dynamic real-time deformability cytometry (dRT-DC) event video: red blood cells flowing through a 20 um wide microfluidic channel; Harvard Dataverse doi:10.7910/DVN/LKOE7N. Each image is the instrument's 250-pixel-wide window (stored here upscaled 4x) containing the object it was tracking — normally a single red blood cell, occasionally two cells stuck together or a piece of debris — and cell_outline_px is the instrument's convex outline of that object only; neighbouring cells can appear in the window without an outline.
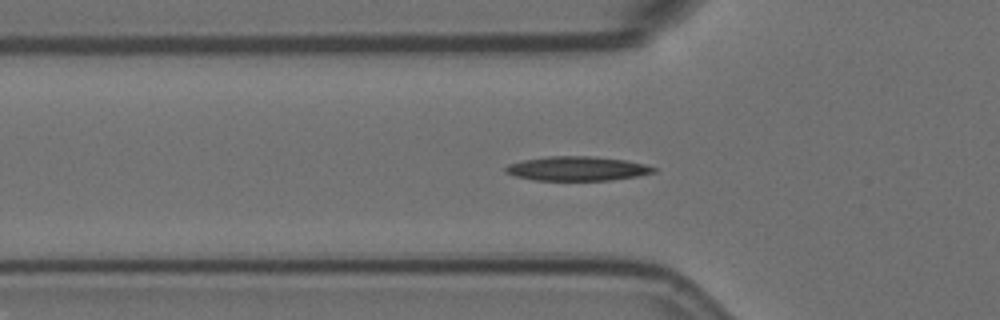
{"species": "Egyptian fruit bat (a non-hibernating species)", "species_latin": "Rousettus aegyptiacus", "temperature_condition": "room temperature", "stored_images_in_passage": 5, "camera_frame_rate_fps": 3000, "um_per_image_px": 0.085, "animal": {"sex": "female"}, "frame": {"image": 1, "passage_image": 5, "time_ms": 1.333, "image_size_px": [1000, 320], "cell_outline_px": [[656, 172], [636, 176], [612, 180], [532, 180], [516, 176], [504, 172], [504, 168], [508, 164], [524, 160], [548, 156], [592, 156], [624, 160], [644, 164], [656, 168]], "centroid_in_image_um": [49.03, 14.33], "position_along_channel_um": 76.8, "area_um2": 20.87}}